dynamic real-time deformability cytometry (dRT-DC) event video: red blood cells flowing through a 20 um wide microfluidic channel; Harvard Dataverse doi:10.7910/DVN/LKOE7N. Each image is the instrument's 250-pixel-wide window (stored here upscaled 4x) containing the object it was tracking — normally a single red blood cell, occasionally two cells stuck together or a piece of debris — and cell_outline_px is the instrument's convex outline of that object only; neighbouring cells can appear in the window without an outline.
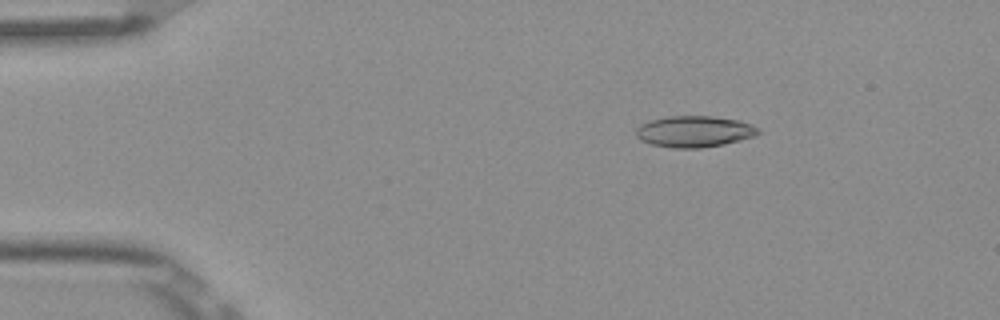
{"species": "Egyptian fruit bat (a non-hibernating species)", "species_latin": "Rousettus aegyptiacus", "temperature_condition": "room temperature", "stored_images_in_passage": 3, "camera_frame_rate_fps": 3000, "um_per_image_px": 0.085, "frame": {"image": 1, "passage_image": 1, "time_ms": 0.0, "image_size_px": [1000, 320], "cell_outline_px": [[760, 132], [756, 136], [724, 144], [700, 148], [672, 148], [652, 144], [640, 140], [636, 136], [636, 128], [640, 124], [648, 120], [668, 116], [712, 116], [740, 120], [752, 124], [760, 128]], "centroid_in_image_um": [59.03, 11.17], "position_along_channel_um": 26.0, "area_um2": 22.54}}